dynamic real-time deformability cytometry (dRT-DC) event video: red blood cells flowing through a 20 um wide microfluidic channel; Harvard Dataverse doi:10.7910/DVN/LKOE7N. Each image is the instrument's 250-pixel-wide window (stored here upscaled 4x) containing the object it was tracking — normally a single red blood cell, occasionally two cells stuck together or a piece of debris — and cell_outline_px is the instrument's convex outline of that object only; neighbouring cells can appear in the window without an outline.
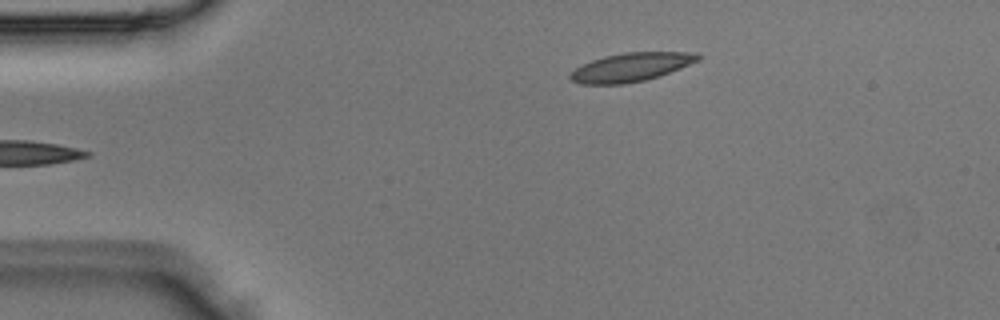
{"species": "Egyptian fruit bat (a non-hibernating species)", "species_latin": "Rousettus aegyptiacus", "temperature_condition": "room temperature", "stored_images_in_passage": 3, "camera_frame_rate_fps": 3000, "um_per_image_px": 0.085, "animal": {"sex": "male"}, "frame": {"image": 1, "passage_image": 3, "time_ms": 0.667, "image_size_px": [1000, 320], "cell_outline_px": [[700, 60], [660, 76], [644, 80], [624, 84], [580, 84], [568, 80], [568, 76], [576, 68], [592, 60], [604, 56], [624, 52], [700, 52]], "centroid_in_image_um": [53.64, 5.71], "position_along_channel_um": 31.4, "area_um2": 21.39}}